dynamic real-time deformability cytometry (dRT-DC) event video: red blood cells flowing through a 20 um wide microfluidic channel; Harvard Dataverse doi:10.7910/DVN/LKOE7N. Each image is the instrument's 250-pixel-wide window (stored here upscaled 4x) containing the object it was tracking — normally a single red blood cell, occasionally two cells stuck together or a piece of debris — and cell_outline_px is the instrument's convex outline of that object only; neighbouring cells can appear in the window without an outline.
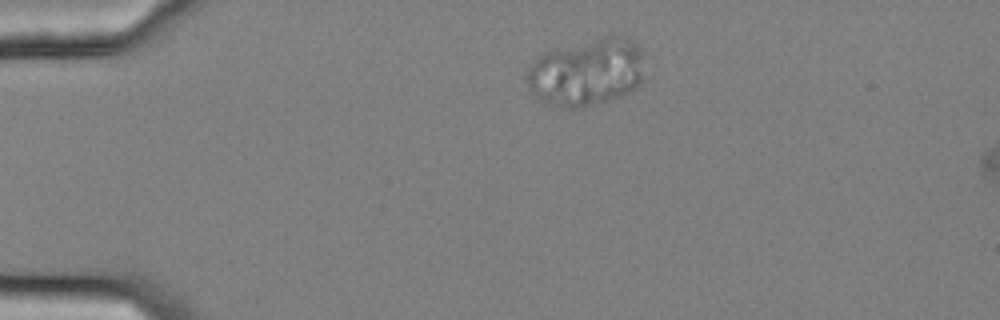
{"species": "common noctule bat (a hibernating species)", "species_latin": "Nyctalus noctula", "temperature_condition": "cold", "stored_images_in_passage": 46, "camera_frame_rate_fps": 3000, "um_per_image_px": 0.085, "animal": {"sex": "female", "body_mass_g": 25.1}, "frame": {"image": 1, "passage_image": 1, "time_ms": 0.0, "image_size_px": [1000, 320], "cell_outline_px": [[644, 52], [640, 84], [636, 88], [620, 96], [580, 108], [560, 108], [536, 96], [528, 88], [524, 76], [524, 72], [528, 64], [544, 52], [612, 32], [628, 36]], "centroid_in_image_um": [49.85, 6.07], "position_along_channel_um": 35.1, "area_um2": 47.22}}
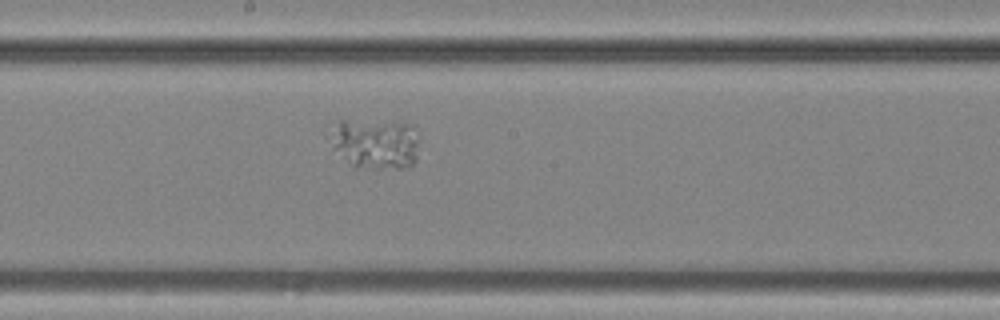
{"frame": {"image": 2, "passage_image": 21, "time_ms": 6.667, "image_size_px": [1000, 320], "cell_outline_px": [[416, 160], [412, 164], [400, 168], [352, 168], [332, 148], [340, 120], [344, 120], [412, 124], [416, 140]], "centroid_in_image_um": [31.93, 12.27], "position_along_channel_um": 216.3, "area_um2": 25.2}}
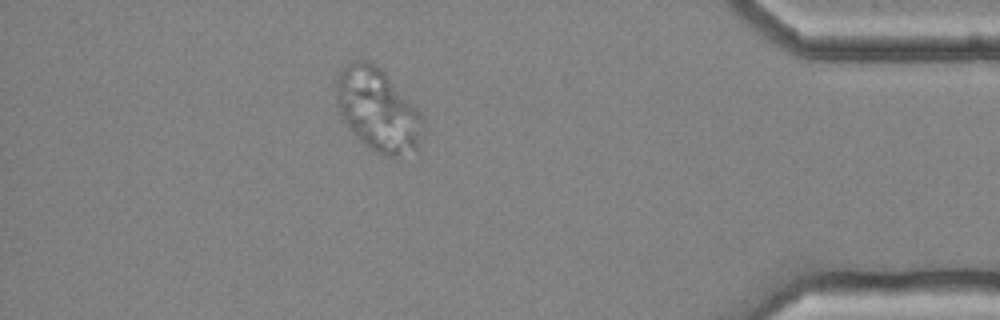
{"frame": {"image": 3, "passage_image": 40, "time_ms": 13.0, "image_size_px": [1000, 320], "cell_outline_px": [[428, 128], [416, 148], [396, 156], [388, 156], [376, 152], [352, 132], [344, 120], [340, 112], [336, 100], [336, 80], [340, 72], [348, 64], [356, 60], [368, 60], [376, 64], [384, 72], [420, 112]], "centroid_in_image_um": [32.14, 9.32], "position_along_channel_um": 403.1, "area_um2": 41.33}}